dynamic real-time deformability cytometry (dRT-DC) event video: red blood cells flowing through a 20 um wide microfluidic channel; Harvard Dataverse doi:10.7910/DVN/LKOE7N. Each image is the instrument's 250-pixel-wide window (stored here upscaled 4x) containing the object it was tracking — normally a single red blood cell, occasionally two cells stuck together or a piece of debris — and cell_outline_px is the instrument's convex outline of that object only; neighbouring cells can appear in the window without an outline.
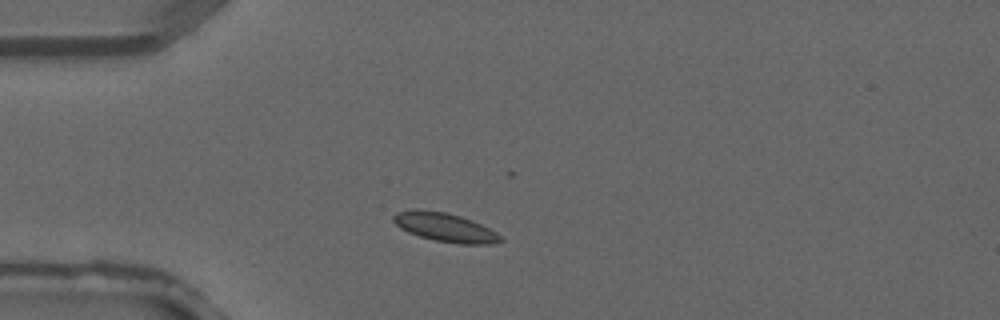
{"species": "common noctule bat (a hibernating species)", "species_latin": "Nyctalus noctula", "temperature_condition": "warm", "stored_images_in_passage": 2, "camera_frame_rate_fps": 3000, "um_per_image_px": 0.085, "animal": {"sex": "male", "forearm_length_mm": 52.5}, "frame": {"image": 1, "passage_image": 1, "time_ms": 0.0, "image_size_px": [1000, 320], "cell_outline_px": [[504, 240], [492, 244], [460, 244], [436, 240], [420, 236], [408, 232], [400, 228], [392, 220], [392, 216], [396, 212], [444, 212], [460, 216], [472, 220], [496, 232]], "centroid_in_image_um": [37.89, 19.37], "position_along_channel_um": 47.1, "area_um2": 17.22}}